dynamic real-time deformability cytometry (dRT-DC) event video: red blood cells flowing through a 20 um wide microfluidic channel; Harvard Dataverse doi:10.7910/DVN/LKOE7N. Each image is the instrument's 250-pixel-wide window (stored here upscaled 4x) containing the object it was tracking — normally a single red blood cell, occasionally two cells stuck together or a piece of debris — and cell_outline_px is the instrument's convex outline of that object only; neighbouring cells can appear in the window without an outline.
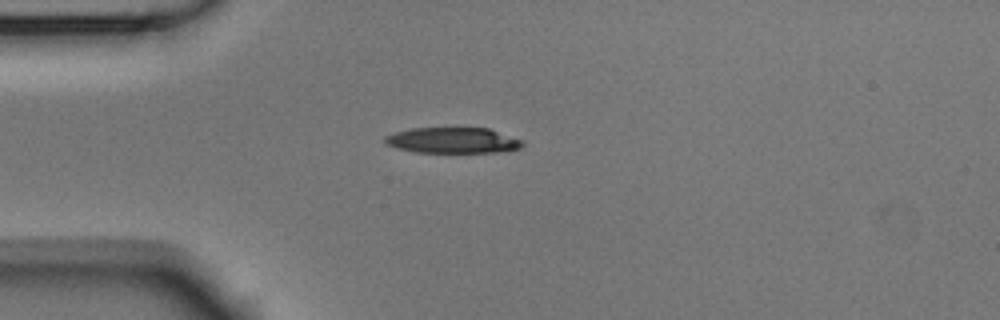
{"species": "Egyptian fruit bat (a non-hibernating species)", "species_latin": "Rousettus aegyptiacus", "temperature_condition": "room temperature", "stored_images_in_passage": 6, "camera_frame_rate_fps": 3000, "um_per_image_px": 0.085, "animal": {"sex": "male"}, "frame": {"image": 1, "passage_image": 3, "time_ms": 0.667, "image_size_px": [1000, 320], "cell_outline_px": [[524, 144], [520, 148], [500, 152], [416, 152], [396, 148], [384, 144], [384, 136], [396, 132], [412, 128], [488, 128], [524, 140]], "centroid_in_image_um": [38.49, 11.93], "position_along_channel_um": 46.5, "area_um2": 20.69}}
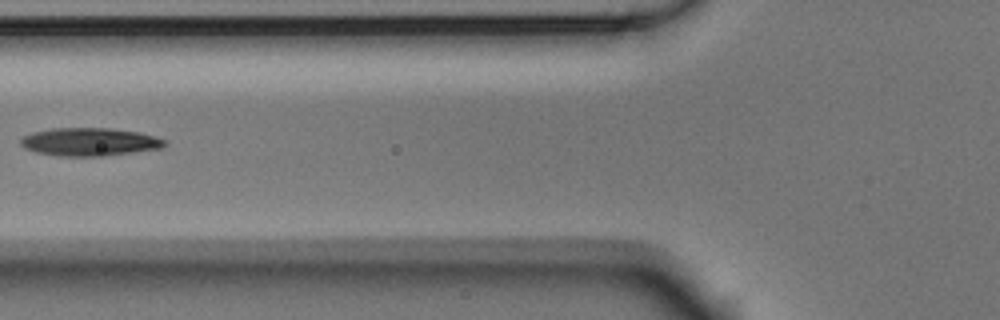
{"frame": {"image": 2, "passage_image": 5, "time_ms": 1.333, "image_size_px": [1000, 320], "cell_outline_px": [[168, 144], [164, 148], [104, 156], [60, 156], [36, 152], [24, 148], [20, 144], [20, 140], [24, 136], [32, 132], [52, 128], [112, 128], [140, 132], [164, 140]], "centroid_in_image_um": [7.62, 12.06], "position_along_channel_um": 118.2, "area_um2": 23.64}}
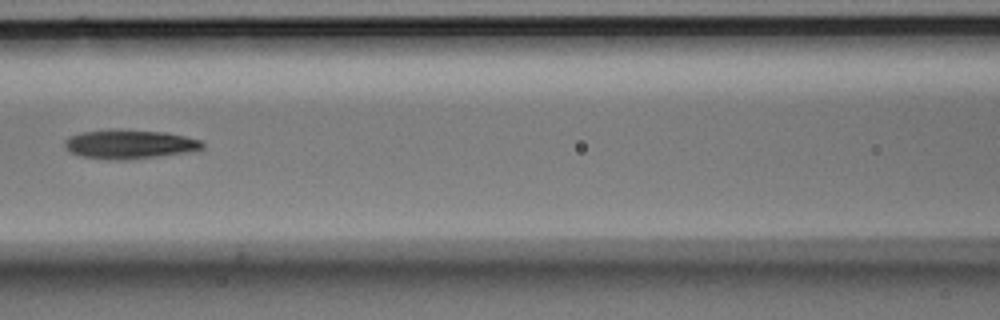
{"frame": {"image": 3, "passage_image": 6, "time_ms": 1.667, "image_size_px": [1000, 320], "cell_outline_px": [[204, 148], [184, 152], [156, 156], [124, 160], [116, 160], [80, 156], [72, 152], [64, 144], [64, 140], [68, 136], [80, 132], [108, 128], [120, 128], [164, 132], [184, 136], [200, 140], [204, 144]], "centroid_in_image_um": [10.95, 12.22], "position_along_channel_um": 155.7, "area_um2": 23.41}}